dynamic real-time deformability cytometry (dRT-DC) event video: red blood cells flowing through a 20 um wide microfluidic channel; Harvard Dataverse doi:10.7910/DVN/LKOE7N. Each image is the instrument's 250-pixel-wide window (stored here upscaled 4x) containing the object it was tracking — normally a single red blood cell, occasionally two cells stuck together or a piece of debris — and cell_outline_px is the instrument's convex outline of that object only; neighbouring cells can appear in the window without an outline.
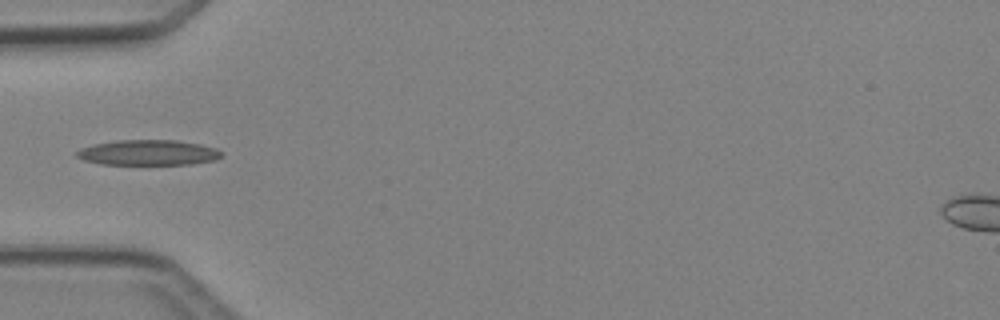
{"species": "Egyptian fruit bat (a non-hibernating species)", "species_latin": "Rousettus aegyptiacus", "temperature_condition": "cold", "stored_images_in_passage": 6, "camera_frame_rate_fps": 3000, "um_per_image_px": 0.085, "animal": {"sex": "female"}, "frame": {"image": 1, "passage_image": 5, "time_ms": 4.667, "image_size_px": [1000, 320], "cell_outline_px": [[224, 156], [216, 160], [192, 164], [100, 164], [84, 160], [76, 156], [76, 152], [80, 148], [92, 144], [116, 140], [176, 140], [200, 144], [216, 148], [224, 152]], "centroid_in_image_um": [12.63, 12.97], "position_along_channel_um": 72.4, "area_um2": 21.62}}
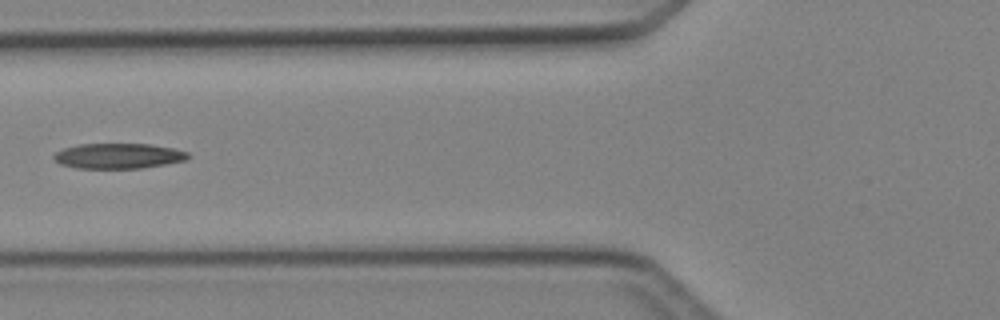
{"frame": {"image": 2, "passage_image": 6, "time_ms": 5.667, "image_size_px": [1000, 320], "cell_outline_px": [[188, 156], [184, 160], [164, 164], [140, 168], [76, 168], [60, 164], [52, 156], [56, 152], [64, 148], [80, 144], [152, 144], [176, 148], [188, 152]], "centroid_in_image_um": [10.05, 13.24], "position_along_channel_um": 115.7, "area_um2": 19.65}}